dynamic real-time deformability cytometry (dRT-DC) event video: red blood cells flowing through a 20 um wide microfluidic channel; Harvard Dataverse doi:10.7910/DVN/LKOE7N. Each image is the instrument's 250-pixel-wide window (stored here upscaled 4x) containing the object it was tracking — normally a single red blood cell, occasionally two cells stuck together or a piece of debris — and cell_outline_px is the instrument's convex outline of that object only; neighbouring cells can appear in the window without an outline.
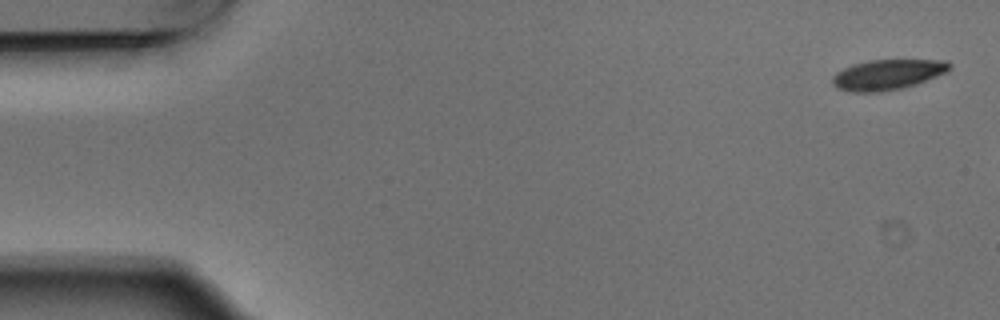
{"species": "Egyptian fruit bat (a non-hibernating species)", "species_latin": "Rousettus aegyptiacus", "temperature_condition": "warm", "stored_images_in_passage": 3, "camera_frame_rate_fps": 3000, "um_per_image_px": 0.085, "animal": {"sex": "male"}, "frame": {"image": 1, "passage_image": 1, "time_ms": 0.0, "image_size_px": [1000, 320], "cell_outline_px": [[952, 68], [948, 72], [916, 84], [900, 88], [880, 92], [848, 92], [836, 88], [832, 84], [832, 76], [836, 72], [852, 64], [868, 60], [948, 60], [952, 64]], "centroid_in_image_um": [75.44, 6.34], "position_along_channel_um": 9.6, "area_um2": 20.92}}